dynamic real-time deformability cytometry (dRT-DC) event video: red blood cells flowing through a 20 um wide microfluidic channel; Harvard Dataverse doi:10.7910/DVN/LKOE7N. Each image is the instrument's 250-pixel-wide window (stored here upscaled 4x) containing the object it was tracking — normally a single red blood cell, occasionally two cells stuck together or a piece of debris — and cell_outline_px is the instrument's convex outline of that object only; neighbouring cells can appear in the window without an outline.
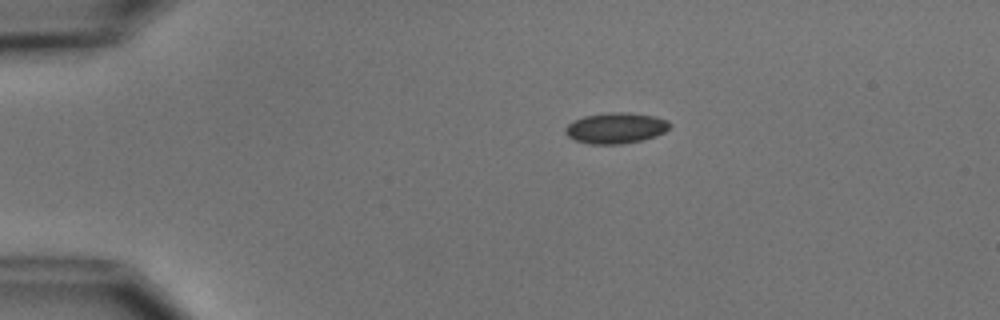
{"species": "common noctule bat (a hibernating species)", "species_latin": "Nyctalus noctula", "temperature_condition": "cold", "stored_images_in_passage": 4, "camera_frame_rate_fps": 3000, "um_per_image_px": 0.085, "animal": {"sex": "male", "body_mass_g": 15.6}, "frame": {"image": 1, "passage_image": 4, "time_ms": 4.333, "image_size_px": [1000, 320], "cell_outline_px": [[672, 124], [664, 132], [656, 136], [640, 140], [620, 144], [592, 144], [576, 140], [568, 136], [564, 132], [564, 128], [572, 120], [584, 116], [608, 112], [628, 112], [656, 116], [668, 120]], "centroid_in_image_um": [52.34, 10.86], "position_along_channel_um": 32.7, "area_um2": 18.84}}